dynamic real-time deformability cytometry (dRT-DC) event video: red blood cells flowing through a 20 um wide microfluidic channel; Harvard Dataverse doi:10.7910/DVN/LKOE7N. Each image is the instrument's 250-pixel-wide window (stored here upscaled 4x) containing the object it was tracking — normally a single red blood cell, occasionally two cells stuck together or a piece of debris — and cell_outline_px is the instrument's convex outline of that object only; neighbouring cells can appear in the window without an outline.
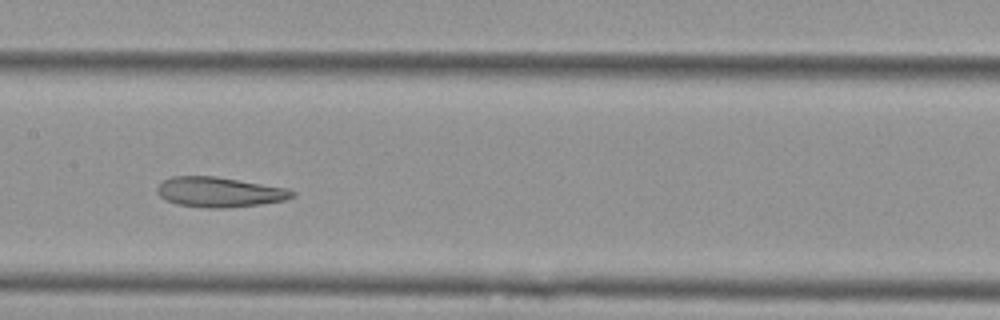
{"species": "Egyptian fruit bat (a non-hibernating species)", "species_latin": "Rousettus aegyptiacus", "temperature_condition": "cold", "stored_images_in_passage": 9, "camera_frame_rate_fps": 3000, "um_per_image_px": 0.085, "animal": {"sex": "female"}, "frame": {"image": 1, "passage_image": 6, "time_ms": 1.667, "image_size_px": [1000, 320], "cell_outline_px": [[296, 196], [284, 200], [260, 204], [228, 208], [208, 208], [176, 204], [164, 200], [156, 192], [156, 188], [164, 180], [172, 176], [216, 176], [288, 188], [296, 192]], "centroid_in_image_um": [18.65, 16.33], "position_along_channel_um": 188.7, "area_um2": 23.81}}
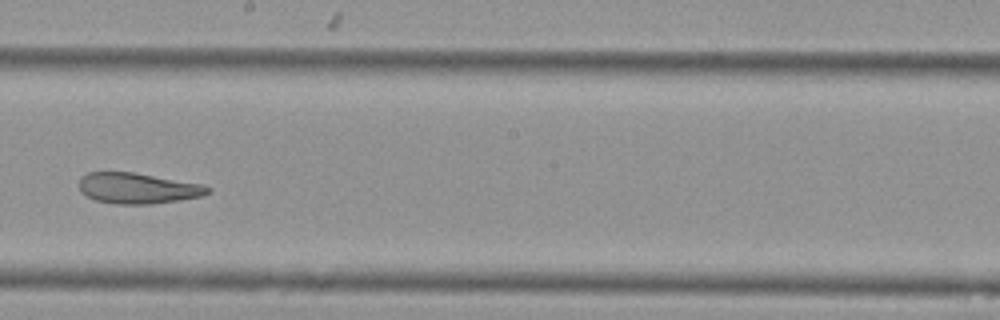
{"frame": {"image": 2, "passage_image": 7, "time_ms": 2.0, "image_size_px": [1000, 320], "cell_outline_px": [[212, 192], [200, 196], [180, 200], [152, 204], [116, 204], [96, 200], [80, 192], [80, 176], [88, 172], [132, 172], [204, 184], [212, 188]], "centroid_in_image_um": [11.74, 16.0], "position_along_channel_um": 236.5, "area_um2": 23.12}}
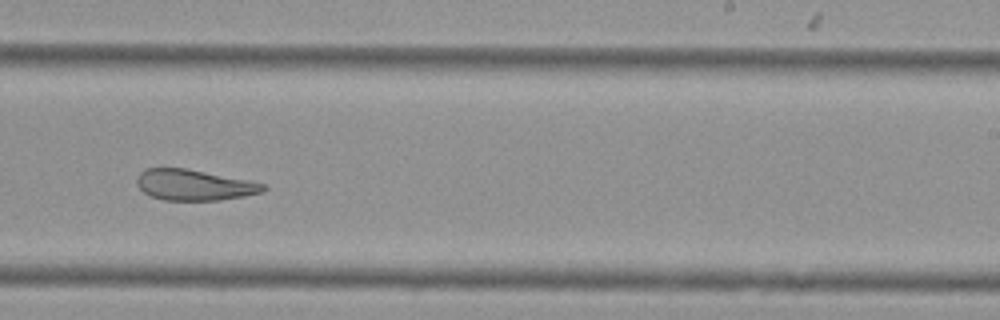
{"frame": {"image": 3, "passage_image": 8, "time_ms": 2.333, "image_size_px": [1000, 320], "cell_outline_px": [[268, 188], [264, 192], [244, 196], [220, 200], [164, 200], [152, 196], [144, 192], [136, 184], [136, 180], [140, 172], [144, 168], [184, 168], [248, 180], [268, 184]], "centroid_in_image_um": [16.53, 15.72], "position_along_channel_um": 272.5, "area_um2": 22.72}}